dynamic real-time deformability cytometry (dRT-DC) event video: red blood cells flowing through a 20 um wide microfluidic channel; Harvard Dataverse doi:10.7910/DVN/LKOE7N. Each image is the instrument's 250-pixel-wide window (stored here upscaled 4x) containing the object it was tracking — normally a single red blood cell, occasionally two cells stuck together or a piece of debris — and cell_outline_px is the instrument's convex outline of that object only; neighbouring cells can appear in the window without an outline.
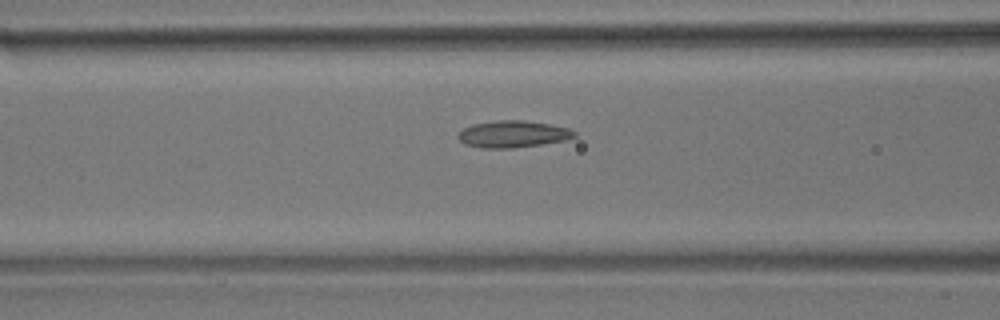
{"species": "common noctule bat (a hibernating species)", "species_latin": "Nyctalus noctula", "temperature_condition": "room temperature", "stored_images_in_passage": 18, "camera_frame_rate_fps": 3000, "um_per_image_px": 0.085, "animal": {"sex": "male", "body_mass_g": 17.9}, "frame": {"image": 1, "passage_image": 10, "time_ms": 3.0, "image_size_px": [1000, 320], "cell_outline_px": [[576, 136], [564, 140], [540, 144], [512, 148], [480, 148], [464, 144], [456, 136], [464, 128], [472, 124], [496, 120], [524, 120], [548, 124], [568, 128], [576, 132]], "centroid_in_image_um": [43.56, 11.39], "position_along_channel_um": 123.0, "area_um2": 18.09}}
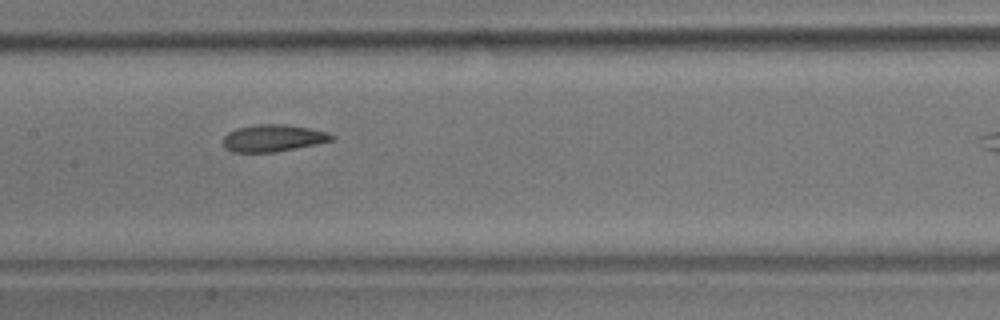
{"frame": {"image": 2, "passage_image": 15, "time_ms": 4.667, "image_size_px": [1000, 320], "cell_outline_px": [[336, 136], [332, 140], [316, 144], [276, 152], [232, 152], [224, 148], [224, 136], [228, 132], [236, 128], [256, 124], [284, 124], [308, 128], [328, 132]], "centroid_in_image_um": [23.2, 11.74], "position_along_channel_um": 184.2, "area_um2": 17.11}}